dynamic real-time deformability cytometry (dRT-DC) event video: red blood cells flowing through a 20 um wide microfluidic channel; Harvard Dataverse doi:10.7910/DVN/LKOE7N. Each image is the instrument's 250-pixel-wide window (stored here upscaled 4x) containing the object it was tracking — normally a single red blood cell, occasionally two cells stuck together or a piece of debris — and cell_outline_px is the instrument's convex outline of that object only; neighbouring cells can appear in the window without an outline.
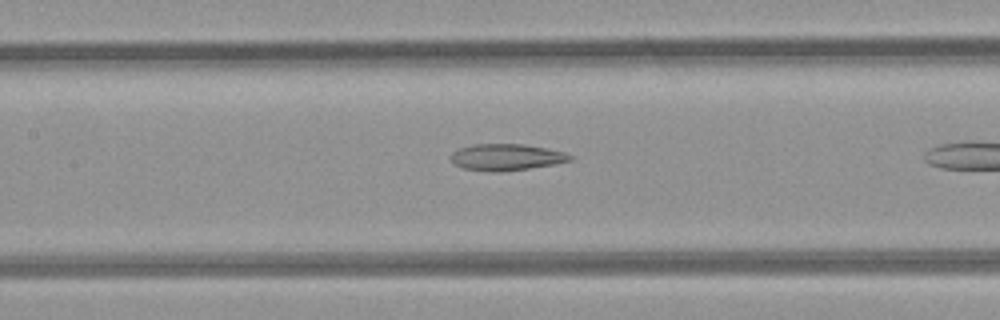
{"species": "common noctule bat (a hibernating species)", "species_latin": "Nyctalus noctula", "temperature_condition": "room temperature", "stored_images_in_passage": 8, "camera_frame_rate_fps": 3000, "um_per_image_px": 0.085, "animal": {"sex": "female", "body_mass_g": 21.9}, "frame": {"image": 1, "passage_image": 7, "time_ms": 2.0, "image_size_px": [1000, 320], "cell_outline_px": [[576, 156], [572, 160], [552, 164], [528, 168], [500, 172], [492, 172], [464, 168], [456, 164], [452, 160], [452, 152], [460, 148], [472, 144], [524, 144], [564, 152]], "centroid_in_image_um": [43.06, 13.35], "position_along_channel_um": 164.3, "area_um2": 18.21}}